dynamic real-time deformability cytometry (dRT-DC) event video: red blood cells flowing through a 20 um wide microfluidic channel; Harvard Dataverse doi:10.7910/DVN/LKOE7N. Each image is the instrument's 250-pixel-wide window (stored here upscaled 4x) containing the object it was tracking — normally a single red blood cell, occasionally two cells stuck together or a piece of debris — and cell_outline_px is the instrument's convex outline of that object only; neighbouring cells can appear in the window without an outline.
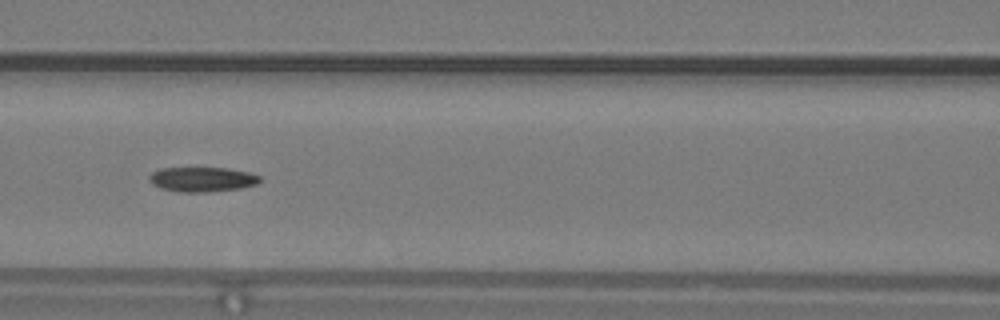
{"species": "common noctule bat (a hibernating species)", "species_latin": "Nyctalus noctula", "temperature_condition": "warm", "stored_images_in_passage": 50, "camera_frame_rate_fps": 3000, "um_per_image_px": 0.085, "animal": {"sex": "male", "body_mass_g": 19.2, "forearm_length_mm": 51.8}, "frame": {"image": 1, "passage_image": 22, "time_ms": 7.0, "image_size_px": [1000, 320], "cell_outline_px": [[260, 180], [256, 184], [240, 188], [204, 192], [180, 192], [160, 188], [152, 184], [148, 180], [148, 176], [152, 172], [160, 168], [228, 168], [248, 172], [260, 176]], "centroid_in_image_um": [17.14, 15.24], "position_along_channel_um": 149.5, "area_um2": 15.9}}